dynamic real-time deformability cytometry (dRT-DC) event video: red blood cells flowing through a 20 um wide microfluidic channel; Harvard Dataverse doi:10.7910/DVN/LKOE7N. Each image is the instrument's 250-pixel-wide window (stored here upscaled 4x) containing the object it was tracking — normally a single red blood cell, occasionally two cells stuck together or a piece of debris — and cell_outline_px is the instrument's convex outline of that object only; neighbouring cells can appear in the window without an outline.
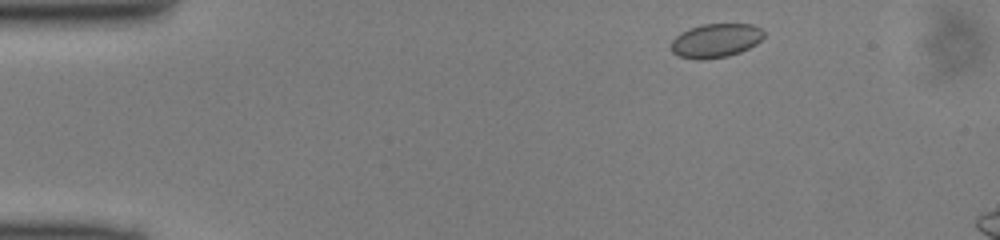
{"species": "common noctule bat (a hibernating species)", "species_latin": "Nyctalus noctula", "temperature_condition": "cold", "stored_images_in_passage": 8, "camera_frame_rate_fps": 3000, "um_per_image_px": 0.085, "animal": {"sex": "male", "body_mass_g": 13.0, "forearm_length_mm": 53.1}, "frame": {"image": 1, "passage_image": 2, "time_ms": 0.333, "image_size_px": [1000, 240], "cell_outline_px": [[764, 36], [756, 44], [740, 52], [728, 56], [704, 60], [696, 60], [680, 56], [672, 52], [672, 40], [680, 32], [688, 28], [704, 24], [752, 24], [760, 28], [764, 32]], "centroid_in_image_um": [60.83, 3.45], "position_along_channel_um": 24.2, "area_um2": 18.38}}